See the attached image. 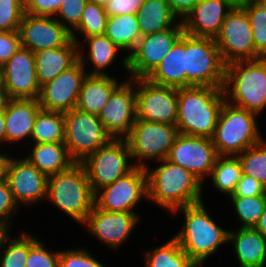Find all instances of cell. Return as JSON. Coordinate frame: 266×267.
Here are the masks:
<instances>
[{
    "mask_svg": "<svg viewBox=\"0 0 266 267\" xmlns=\"http://www.w3.org/2000/svg\"><path fill=\"white\" fill-rule=\"evenodd\" d=\"M238 0H200L182 21L184 33L215 39L230 10Z\"/></svg>",
    "mask_w": 266,
    "mask_h": 267,
    "instance_id": "22",
    "label": "cell"
},
{
    "mask_svg": "<svg viewBox=\"0 0 266 267\" xmlns=\"http://www.w3.org/2000/svg\"><path fill=\"white\" fill-rule=\"evenodd\" d=\"M64 123V143L75 162H82L113 139L98 116L77 108L64 113Z\"/></svg>",
    "mask_w": 266,
    "mask_h": 267,
    "instance_id": "8",
    "label": "cell"
},
{
    "mask_svg": "<svg viewBox=\"0 0 266 267\" xmlns=\"http://www.w3.org/2000/svg\"><path fill=\"white\" fill-rule=\"evenodd\" d=\"M243 174L257 179L266 187V140H261L238 156Z\"/></svg>",
    "mask_w": 266,
    "mask_h": 267,
    "instance_id": "38",
    "label": "cell"
},
{
    "mask_svg": "<svg viewBox=\"0 0 266 267\" xmlns=\"http://www.w3.org/2000/svg\"><path fill=\"white\" fill-rule=\"evenodd\" d=\"M58 267H105L95 259L86 249L59 251Z\"/></svg>",
    "mask_w": 266,
    "mask_h": 267,
    "instance_id": "42",
    "label": "cell"
},
{
    "mask_svg": "<svg viewBox=\"0 0 266 267\" xmlns=\"http://www.w3.org/2000/svg\"><path fill=\"white\" fill-rule=\"evenodd\" d=\"M3 70L5 91L10 99H38L40 86L34 52L21 47L3 64Z\"/></svg>",
    "mask_w": 266,
    "mask_h": 267,
    "instance_id": "18",
    "label": "cell"
},
{
    "mask_svg": "<svg viewBox=\"0 0 266 267\" xmlns=\"http://www.w3.org/2000/svg\"><path fill=\"white\" fill-rule=\"evenodd\" d=\"M137 119L176 125L178 88L161 86L147 78L135 79Z\"/></svg>",
    "mask_w": 266,
    "mask_h": 267,
    "instance_id": "14",
    "label": "cell"
},
{
    "mask_svg": "<svg viewBox=\"0 0 266 267\" xmlns=\"http://www.w3.org/2000/svg\"><path fill=\"white\" fill-rule=\"evenodd\" d=\"M0 91H5L4 70H3V65L1 64H0Z\"/></svg>",
    "mask_w": 266,
    "mask_h": 267,
    "instance_id": "55",
    "label": "cell"
},
{
    "mask_svg": "<svg viewBox=\"0 0 266 267\" xmlns=\"http://www.w3.org/2000/svg\"><path fill=\"white\" fill-rule=\"evenodd\" d=\"M30 152L26 159L47 177L60 173L75 163L64 142L34 143Z\"/></svg>",
    "mask_w": 266,
    "mask_h": 267,
    "instance_id": "28",
    "label": "cell"
},
{
    "mask_svg": "<svg viewBox=\"0 0 266 267\" xmlns=\"http://www.w3.org/2000/svg\"><path fill=\"white\" fill-rule=\"evenodd\" d=\"M182 211L185 225L173 236L182 250L198 265L201 266L217 249L228 242L229 230L218 226L207 212L203 200L178 208Z\"/></svg>",
    "mask_w": 266,
    "mask_h": 267,
    "instance_id": "3",
    "label": "cell"
},
{
    "mask_svg": "<svg viewBox=\"0 0 266 267\" xmlns=\"http://www.w3.org/2000/svg\"><path fill=\"white\" fill-rule=\"evenodd\" d=\"M10 232V228H7L3 223L0 222V244L4 236Z\"/></svg>",
    "mask_w": 266,
    "mask_h": 267,
    "instance_id": "54",
    "label": "cell"
},
{
    "mask_svg": "<svg viewBox=\"0 0 266 267\" xmlns=\"http://www.w3.org/2000/svg\"><path fill=\"white\" fill-rule=\"evenodd\" d=\"M108 17L104 7L88 1L85 4L80 23L74 30L85 38L92 35H103Z\"/></svg>",
    "mask_w": 266,
    "mask_h": 267,
    "instance_id": "39",
    "label": "cell"
},
{
    "mask_svg": "<svg viewBox=\"0 0 266 267\" xmlns=\"http://www.w3.org/2000/svg\"><path fill=\"white\" fill-rule=\"evenodd\" d=\"M40 109L38 99H10L4 111L6 143L30 139Z\"/></svg>",
    "mask_w": 266,
    "mask_h": 267,
    "instance_id": "23",
    "label": "cell"
},
{
    "mask_svg": "<svg viewBox=\"0 0 266 267\" xmlns=\"http://www.w3.org/2000/svg\"><path fill=\"white\" fill-rule=\"evenodd\" d=\"M11 158V155L8 156V154L4 153V155L2 153H0V180L5 179V175H6V170H7V166H8V162Z\"/></svg>",
    "mask_w": 266,
    "mask_h": 267,
    "instance_id": "50",
    "label": "cell"
},
{
    "mask_svg": "<svg viewBox=\"0 0 266 267\" xmlns=\"http://www.w3.org/2000/svg\"><path fill=\"white\" fill-rule=\"evenodd\" d=\"M17 209L19 206L13 198L9 184L6 179L0 180V222L7 228L11 226L12 215L17 212Z\"/></svg>",
    "mask_w": 266,
    "mask_h": 267,
    "instance_id": "44",
    "label": "cell"
},
{
    "mask_svg": "<svg viewBox=\"0 0 266 267\" xmlns=\"http://www.w3.org/2000/svg\"><path fill=\"white\" fill-rule=\"evenodd\" d=\"M249 17L256 53L266 58V9L256 0H238Z\"/></svg>",
    "mask_w": 266,
    "mask_h": 267,
    "instance_id": "37",
    "label": "cell"
},
{
    "mask_svg": "<svg viewBox=\"0 0 266 267\" xmlns=\"http://www.w3.org/2000/svg\"><path fill=\"white\" fill-rule=\"evenodd\" d=\"M159 164L153 170L148 166L145 168L148 200L171 213L178 208L202 201L203 184L189 170L167 158L160 160Z\"/></svg>",
    "mask_w": 266,
    "mask_h": 267,
    "instance_id": "2",
    "label": "cell"
},
{
    "mask_svg": "<svg viewBox=\"0 0 266 267\" xmlns=\"http://www.w3.org/2000/svg\"><path fill=\"white\" fill-rule=\"evenodd\" d=\"M215 41L226 66L236 61L261 58L256 53L246 9L239 2L227 14Z\"/></svg>",
    "mask_w": 266,
    "mask_h": 267,
    "instance_id": "11",
    "label": "cell"
},
{
    "mask_svg": "<svg viewBox=\"0 0 266 267\" xmlns=\"http://www.w3.org/2000/svg\"><path fill=\"white\" fill-rule=\"evenodd\" d=\"M107 75H87L83 81L76 108L99 116L110 95L120 84Z\"/></svg>",
    "mask_w": 266,
    "mask_h": 267,
    "instance_id": "27",
    "label": "cell"
},
{
    "mask_svg": "<svg viewBox=\"0 0 266 267\" xmlns=\"http://www.w3.org/2000/svg\"><path fill=\"white\" fill-rule=\"evenodd\" d=\"M88 0H63L57 14L55 15L56 20L59 21L70 33L73 40H75L79 47L81 43L79 38L76 36L74 29L79 25L80 19ZM57 15L59 16L58 19ZM72 29V30H71Z\"/></svg>",
    "mask_w": 266,
    "mask_h": 267,
    "instance_id": "40",
    "label": "cell"
},
{
    "mask_svg": "<svg viewBox=\"0 0 266 267\" xmlns=\"http://www.w3.org/2000/svg\"><path fill=\"white\" fill-rule=\"evenodd\" d=\"M21 47L19 31H0V64H5Z\"/></svg>",
    "mask_w": 266,
    "mask_h": 267,
    "instance_id": "46",
    "label": "cell"
},
{
    "mask_svg": "<svg viewBox=\"0 0 266 267\" xmlns=\"http://www.w3.org/2000/svg\"><path fill=\"white\" fill-rule=\"evenodd\" d=\"M254 229L266 237V207Z\"/></svg>",
    "mask_w": 266,
    "mask_h": 267,
    "instance_id": "51",
    "label": "cell"
},
{
    "mask_svg": "<svg viewBox=\"0 0 266 267\" xmlns=\"http://www.w3.org/2000/svg\"><path fill=\"white\" fill-rule=\"evenodd\" d=\"M225 101L223 87L178 88L176 127L179 134L212 138Z\"/></svg>",
    "mask_w": 266,
    "mask_h": 267,
    "instance_id": "1",
    "label": "cell"
},
{
    "mask_svg": "<svg viewBox=\"0 0 266 267\" xmlns=\"http://www.w3.org/2000/svg\"><path fill=\"white\" fill-rule=\"evenodd\" d=\"M262 7L266 9V0H256Z\"/></svg>",
    "mask_w": 266,
    "mask_h": 267,
    "instance_id": "57",
    "label": "cell"
},
{
    "mask_svg": "<svg viewBox=\"0 0 266 267\" xmlns=\"http://www.w3.org/2000/svg\"><path fill=\"white\" fill-rule=\"evenodd\" d=\"M39 86L52 81L79 60V45L71 39L65 46L34 52Z\"/></svg>",
    "mask_w": 266,
    "mask_h": 267,
    "instance_id": "24",
    "label": "cell"
},
{
    "mask_svg": "<svg viewBox=\"0 0 266 267\" xmlns=\"http://www.w3.org/2000/svg\"><path fill=\"white\" fill-rule=\"evenodd\" d=\"M8 235L9 232L0 244V267H26L29 249L38 238L24 232L19 236L17 235L15 239ZM6 244L8 246L5 247Z\"/></svg>",
    "mask_w": 266,
    "mask_h": 267,
    "instance_id": "35",
    "label": "cell"
},
{
    "mask_svg": "<svg viewBox=\"0 0 266 267\" xmlns=\"http://www.w3.org/2000/svg\"><path fill=\"white\" fill-rule=\"evenodd\" d=\"M139 218L137 213L110 212L94 205L84 225L100 242L117 249L130 237Z\"/></svg>",
    "mask_w": 266,
    "mask_h": 267,
    "instance_id": "21",
    "label": "cell"
},
{
    "mask_svg": "<svg viewBox=\"0 0 266 267\" xmlns=\"http://www.w3.org/2000/svg\"><path fill=\"white\" fill-rule=\"evenodd\" d=\"M145 197L148 199L147 174L145 168L135 167L124 177L95 192L94 205L110 212H130Z\"/></svg>",
    "mask_w": 266,
    "mask_h": 267,
    "instance_id": "12",
    "label": "cell"
},
{
    "mask_svg": "<svg viewBox=\"0 0 266 267\" xmlns=\"http://www.w3.org/2000/svg\"><path fill=\"white\" fill-rule=\"evenodd\" d=\"M134 85L135 79L120 82L98 116L114 139H125L137 119Z\"/></svg>",
    "mask_w": 266,
    "mask_h": 267,
    "instance_id": "15",
    "label": "cell"
},
{
    "mask_svg": "<svg viewBox=\"0 0 266 267\" xmlns=\"http://www.w3.org/2000/svg\"><path fill=\"white\" fill-rule=\"evenodd\" d=\"M128 160L130 162L132 157L126 139L113 138L107 145L87 156L81 163L93 192L131 172L135 165Z\"/></svg>",
    "mask_w": 266,
    "mask_h": 267,
    "instance_id": "10",
    "label": "cell"
},
{
    "mask_svg": "<svg viewBox=\"0 0 266 267\" xmlns=\"http://www.w3.org/2000/svg\"><path fill=\"white\" fill-rule=\"evenodd\" d=\"M146 0H111L105 8L109 17L117 15H137Z\"/></svg>",
    "mask_w": 266,
    "mask_h": 267,
    "instance_id": "48",
    "label": "cell"
},
{
    "mask_svg": "<svg viewBox=\"0 0 266 267\" xmlns=\"http://www.w3.org/2000/svg\"><path fill=\"white\" fill-rule=\"evenodd\" d=\"M63 0H24V12L34 16H51L57 14Z\"/></svg>",
    "mask_w": 266,
    "mask_h": 267,
    "instance_id": "45",
    "label": "cell"
},
{
    "mask_svg": "<svg viewBox=\"0 0 266 267\" xmlns=\"http://www.w3.org/2000/svg\"><path fill=\"white\" fill-rule=\"evenodd\" d=\"M6 143L5 113L0 112V143Z\"/></svg>",
    "mask_w": 266,
    "mask_h": 267,
    "instance_id": "52",
    "label": "cell"
},
{
    "mask_svg": "<svg viewBox=\"0 0 266 267\" xmlns=\"http://www.w3.org/2000/svg\"><path fill=\"white\" fill-rule=\"evenodd\" d=\"M59 252L49 251L41 240H37L29 249L26 267H58Z\"/></svg>",
    "mask_w": 266,
    "mask_h": 267,
    "instance_id": "43",
    "label": "cell"
},
{
    "mask_svg": "<svg viewBox=\"0 0 266 267\" xmlns=\"http://www.w3.org/2000/svg\"><path fill=\"white\" fill-rule=\"evenodd\" d=\"M240 228H254L266 207V193L259 196H230Z\"/></svg>",
    "mask_w": 266,
    "mask_h": 267,
    "instance_id": "36",
    "label": "cell"
},
{
    "mask_svg": "<svg viewBox=\"0 0 266 267\" xmlns=\"http://www.w3.org/2000/svg\"><path fill=\"white\" fill-rule=\"evenodd\" d=\"M33 143L54 144L64 142V113L40 109L31 134Z\"/></svg>",
    "mask_w": 266,
    "mask_h": 267,
    "instance_id": "32",
    "label": "cell"
},
{
    "mask_svg": "<svg viewBox=\"0 0 266 267\" xmlns=\"http://www.w3.org/2000/svg\"><path fill=\"white\" fill-rule=\"evenodd\" d=\"M186 87H223L226 65L213 38L185 33Z\"/></svg>",
    "mask_w": 266,
    "mask_h": 267,
    "instance_id": "7",
    "label": "cell"
},
{
    "mask_svg": "<svg viewBox=\"0 0 266 267\" xmlns=\"http://www.w3.org/2000/svg\"><path fill=\"white\" fill-rule=\"evenodd\" d=\"M105 35L121 49V51L128 50L129 54L122 60L124 70L128 71L127 57L134 51L139 39L142 37L139 30L137 15L128 14L108 17Z\"/></svg>",
    "mask_w": 266,
    "mask_h": 267,
    "instance_id": "29",
    "label": "cell"
},
{
    "mask_svg": "<svg viewBox=\"0 0 266 267\" xmlns=\"http://www.w3.org/2000/svg\"><path fill=\"white\" fill-rule=\"evenodd\" d=\"M218 156L211 138L179 134L167 159L189 170L204 184Z\"/></svg>",
    "mask_w": 266,
    "mask_h": 267,
    "instance_id": "17",
    "label": "cell"
},
{
    "mask_svg": "<svg viewBox=\"0 0 266 267\" xmlns=\"http://www.w3.org/2000/svg\"><path fill=\"white\" fill-rule=\"evenodd\" d=\"M94 196L81 162H75L68 169L48 177L47 198L79 224L85 223L93 209Z\"/></svg>",
    "mask_w": 266,
    "mask_h": 267,
    "instance_id": "5",
    "label": "cell"
},
{
    "mask_svg": "<svg viewBox=\"0 0 266 267\" xmlns=\"http://www.w3.org/2000/svg\"><path fill=\"white\" fill-rule=\"evenodd\" d=\"M147 79L161 86L186 87L185 33Z\"/></svg>",
    "mask_w": 266,
    "mask_h": 267,
    "instance_id": "26",
    "label": "cell"
},
{
    "mask_svg": "<svg viewBox=\"0 0 266 267\" xmlns=\"http://www.w3.org/2000/svg\"><path fill=\"white\" fill-rule=\"evenodd\" d=\"M177 18L167 0H146L137 14L141 36L165 31L176 25Z\"/></svg>",
    "mask_w": 266,
    "mask_h": 267,
    "instance_id": "30",
    "label": "cell"
},
{
    "mask_svg": "<svg viewBox=\"0 0 266 267\" xmlns=\"http://www.w3.org/2000/svg\"><path fill=\"white\" fill-rule=\"evenodd\" d=\"M266 193V187L257 179L243 174L236 184L235 190L230 196H259Z\"/></svg>",
    "mask_w": 266,
    "mask_h": 267,
    "instance_id": "47",
    "label": "cell"
},
{
    "mask_svg": "<svg viewBox=\"0 0 266 267\" xmlns=\"http://www.w3.org/2000/svg\"><path fill=\"white\" fill-rule=\"evenodd\" d=\"M258 115L225 101L220 111L212 142L220 156H238L257 145L262 135Z\"/></svg>",
    "mask_w": 266,
    "mask_h": 267,
    "instance_id": "6",
    "label": "cell"
},
{
    "mask_svg": "<svg viewBox=\"0 0 266 267\" xmlns=\"http://www.w3.org/2000/svg\"><path fill=\"white\" fill-rule=\"evenodd\" d=\"M87 72L78 60L52 81L42 85L38 97L41 109L66 113L76 108L83 81L88 75Z\"/></svg>",
    "mask_w": 266,
    "mask_h": 267,
    "instance_id": "16",
    "label": "cell"
},
{
    "mask_svg": "<svg viewBox=\"0 0 266 267\" xmlns=\"http://www.w3.org/2000/svg\"><path fill=\"white\" fill-rule=\"evenodd\" d=\"M233 243L240 267H265L266 237L254 228L229 231L228 243Z\"/></svg>",
    "mask_w": 266,
    "mask_h": 267,
    "instance_id": "25",
    "label": "cell"
},
{
    "mask_svg": "<svg viewBox=\"0 0 266 267\" xmlns=\"http://www.w3.org/2000/svg\"><path fill=\"white\" fill-rule=\"evenodd\" d=\"M176 23L170 29L139 39L136 48L127 57V69L131 79L147 78L169 53L184 33L182 21Z\"/></svg>",
    "mask_w": 266,
    "mask_h": 267,
    "instance_id": "13",
    "label": "cell"
},
{
    "mask_svg": "<svg viewBox=\"0 0 266 267\" xmlns=\"http://www.w3.org/2000/svg\"><path fill=\"white\" fill-rule=\"evenodd\" d=\"M223 90L230 104L261 113L266 108V58L228 64Z\"/></svg>",
    "mask_w": 266,
    "mask_h": 267,
    "instance_id": "4",
    "label": "cell"
},
{
    "mask_svg": "<svg viewBox=\"0 0 266 267\" xmlns=\"http://www.w3.org/2000/svg\"><path fill=\"white\" fill-rule=\"evenodd\" d=\"M212 185L221 193L229 196L243 175L237 156H218L211 171Z\"/></svg>",
    "mask_w": 266,
    "mask_h": 267,
    "instance_id": "34",
    "label": "cell"
},
{
    "mask_svg": "<svg viewBox=\"0 0 266 267\" xmlns=\"http://www.w3.org/2000/svg\"><path fill=\"white\" fill-rule=\"evenodd\" d=\"M10 100L6 91H0V112H4L7 107V103Z\"/></svg>",
    "mask_w": 266,
    "mask_h": 267,
    "instance_id": "53",
    "label": "cell"
},
{
    "mask_svg": "<svg viewBox=\"0 0 266 267\" xmlns=\"http://www.w3.org/2000/svg\"><path fill=\"white\" fill-rule=\"evenodd\" d=\"M88 1H91V2L96 3L97 5H99V6H101V7L106 8V6L108 5V3H109L111 0H88Z\"/></svg>",
    "mask_w": 266,
    "mask_h": 267,
    "instance_id": "56",
    "label": "cell"
},
{
    "mask_svg": "<svg viewBox=\"0 0 266 267\" xmlns=\"http://www.w3.org/2000/svg\"><path fill=\"white\" fill-rule=\"evenodd\" d=\"M21 45L32 52L65 46L71 33L55 17L24 14L19 26Z\"/></svg>",
    "mask_w": 266,
    "mask_h": 267,
    "instance_id": "20",
    "label": "cell"
},
{
    "mask_svg": "<svg viewBox=\"0 0 266 267\" xmlns=\"http://www.w3.org/2000/svg\"><path fill=\"white\" fill-rule=\"evenodd\" d=\"M84 44L88 48V55L84 58L83 49L79 47V61L85 67L91 62L95 69L87 72L88 75H107L104 71L115 62L119 49L105 34L86 37ZM87 59V60H86ZM114 61V62H113ZM89 62V63H88ZM105 69V70H104Z\"/></svg>",
    "mask_w": 266,
    "mask_h": 267,
    "instance_id": "31",
    "label": "cell"
},
{
    "mask_svg": "<svg viewBox=\"0 0 266 267\" xmlns=\"http://www.w3.org/2000/svg\"><path fill=\"white\" fill-rule=\"evenodd\" d=\"M24 14V0H0V31H18Z\"/></svg>",
    "mask_w": 266,
    "mask_h": 267,
    "instance_id": "41",
    "label": "cell"
},
{
    "mask_svg": "<svg viewBox=\"0 0 266 267\" xmlns=\"http://www.w3.org/2000/svg\"><path fill=\"white\" fill-rule=\"evenodd\" d=\"M5 179L19 207L21 204L30 206L43 198L47 199L48 177L26 158L15 159L11 157L8 162Z\"/></svg>",
    "mask_w": 266,
    "mask_h": 267,
    "instance_id": "19",
    "label": "cell"
},
{
    "mask_svg": "<svg viewBox=\"0 0 266 267\" xmlns=\"http://www.w3.org/2000/svg\"><path fill=\"white\" fill-rule=\"evenodd\" d=\"M146 267H199L173 237L165 244L145 253Z\"/></svg>",
    "mask_w": 266,
    "mask_h": 267,
    "instance_id": "33",
    "label": "cell"
},
{
    "mask_svg": "<svg viewBox=\"0 0 266 267\" xmlns=\"http://www.w3.org/2000/svg\"><path fill=\"white\" fill-rule=\"evenodd\" d=\"M178 135L176 125L136 119L130 134L125 138L135 167L146 168L148 165L141 161L147 159H166Z\"/></svg>",
    "mask_w": 266,
    "mask_h": 267,
    "instance_id": "9",
    "label": "cell"
},
{
    "mask_svg": "<svg viewBox=\"0 0 266 267\" xmlns=\"http://www.w3.org/2000/svg\"><path fill=\"white\" fill-rule=\"evenodd\" d=\"M200 0H167V3L172 13L181 21H183L187 15L193 10L194 6Z\"/></svg>",
    "mask_w": 266,
    "mask_h": 267,
    "instance_id": "49",
    "label": "cell"
}]
</instances>
